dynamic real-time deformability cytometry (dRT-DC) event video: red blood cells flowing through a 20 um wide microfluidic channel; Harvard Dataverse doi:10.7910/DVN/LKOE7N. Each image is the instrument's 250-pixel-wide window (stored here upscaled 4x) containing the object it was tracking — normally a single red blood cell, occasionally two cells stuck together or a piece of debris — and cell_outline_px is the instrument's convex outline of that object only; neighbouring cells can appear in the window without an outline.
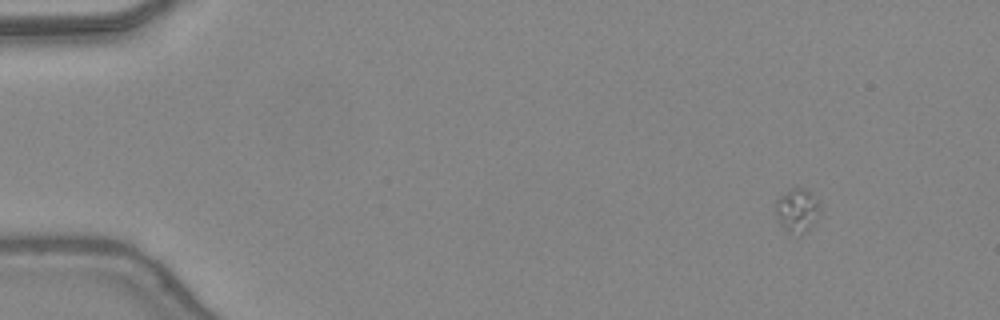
{"species": "common noctule bat (a hibernating species)", "species_latin": "Nyctalus noctula", "temperature_condition": "warm", "stored_images_in_passage": 44, "camera_frame_rate_fps": 3000, "um_per_image_px": 0.085, "animal": {"sex": "female", "body_mass_g": 24.6, "forearm_length_mm": 56.2}, "frame": {"image": 1, "passage_image": 1, "time_ms": 0.0, "image_size_px": [1000, 320], "cell_outline_px": [[820, 212], [816, 220], [808, 232], [800, 236], [788, 232], [780, 224], [776, 216], [776, 200], [780, 196], [792, 188], [804, 188], [808, 192], [820, 208]], "centroid_in_image_um": [67.74, 17.95], "position_along_channel_um": 17.3, "area_um2": 11.16}}
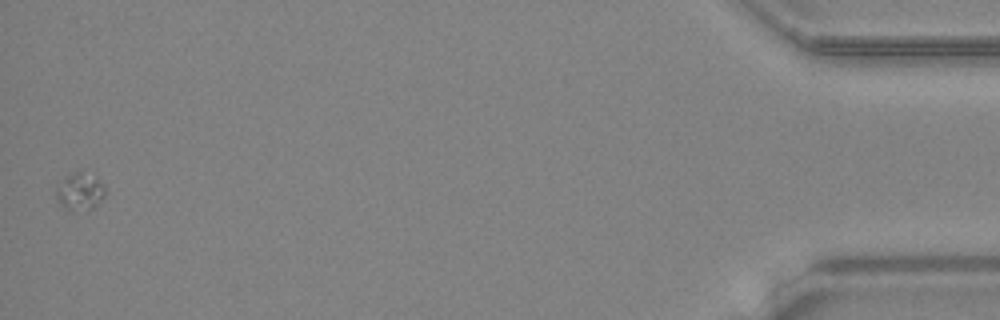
{"frame": {"image": 2, "passage_image": 44, "time_ms": 14.333, "image_size_px": [1000, 320], "cell_outline_px": [[104, 196], [92, 208], [68, 212], [60, 204], [56, 196], [56, 188], [68, 176], [76, 172], [80, 172], [96, 176], [104, 188]], "centroid_in_image_um": [6.77, 16.32], "position_along_channel_um": 428.4, "area_um2": 10.29}}